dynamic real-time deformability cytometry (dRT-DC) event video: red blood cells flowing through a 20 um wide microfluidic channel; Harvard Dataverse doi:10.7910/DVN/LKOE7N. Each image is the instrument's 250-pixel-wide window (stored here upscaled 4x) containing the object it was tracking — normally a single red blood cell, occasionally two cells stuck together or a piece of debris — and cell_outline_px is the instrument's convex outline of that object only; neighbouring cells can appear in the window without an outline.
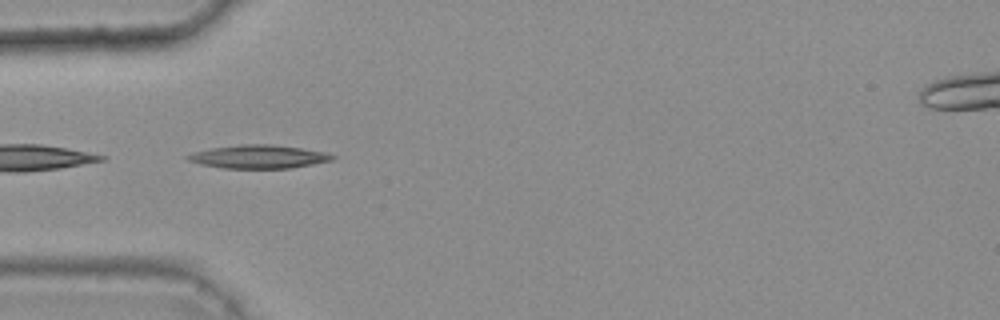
{"species": "common noctule bat (a hibernating species)", "species_latin": "Nyctalus noctula", "temperature_condition": "warm", "stored_images_in_passage": 31, "camera_frame_rate_fps": 3000, "um_per_image_px": 0.085, "animal": {"sex": "female", "body_mass_g": 25.1}, "frame": {"image": 1, "passage_image": 1, "time_ms": 0.0, "image_size_px": [1000, 320], "cell_outline_px": [[336, 156], [332, 160], [292, 168], [224, 168], [200, 164], [188, 160], [184, 156], [196, 152], [212, 148], [240, 144], [272, 144], [328, 152]], "centroid_in_image_um": [22.01, 13.31], "position_along_channel_um": 63.0, "area_um2": 19.59}}
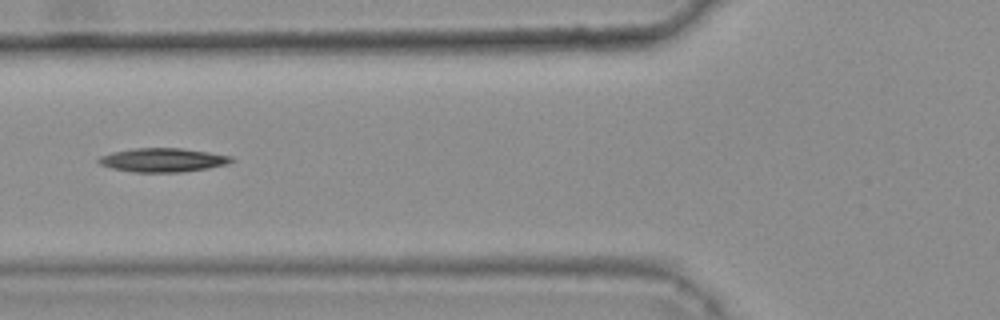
{"frame": {"image": 2, "passage_image": 5, "time_ms": 1.333, "image_size_px": [1000, 320], "cell_outline_px": [[236, 160], [228, 164], [208, 168], [180, 172], [132, 172], [112, 168], [100, 164], [96, 160], [100, 156], [112, 152], [136, 148], [180, 148], [208, 152], [232, 156]], "centroid_in_image_um": [13.85, 13.6], "position_along_channel_um": 111.9, "area_um2": 18.44}}
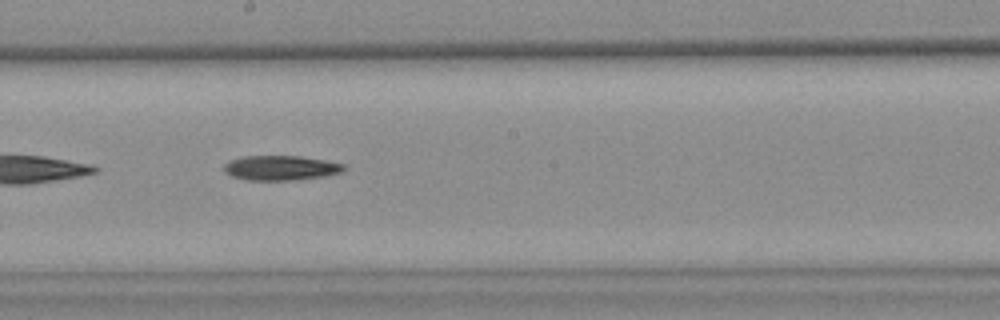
{"frame": {"image": 3, "passage_image": 14, "time_ms": 4.333, "image_size_px": [1000, 320], "cell_outline_px": [[348, 168], [340, 172], [324, 176], [296, 180], [248, 180], [232, 176], [224, 172], [224, 164], [232, 160], [244, 156], [300, 156], [324, 160], [344, 164]], "centroid_in_image_um": [23.88, 14.27], "position_along_channel_um": 224.3, "area_um2": 17.22}, "authors_computed_cell_mechanics": {"area_um2": 17.5712, "velocity_mm_per_s": 3.7532, "shape_relaxation_time_tau1_ms": 5.9238, "shape_relaxation_time_tau2_ms": null, "deformation_change_tau1": 0.1487, "deformation_change_tau2": null}}